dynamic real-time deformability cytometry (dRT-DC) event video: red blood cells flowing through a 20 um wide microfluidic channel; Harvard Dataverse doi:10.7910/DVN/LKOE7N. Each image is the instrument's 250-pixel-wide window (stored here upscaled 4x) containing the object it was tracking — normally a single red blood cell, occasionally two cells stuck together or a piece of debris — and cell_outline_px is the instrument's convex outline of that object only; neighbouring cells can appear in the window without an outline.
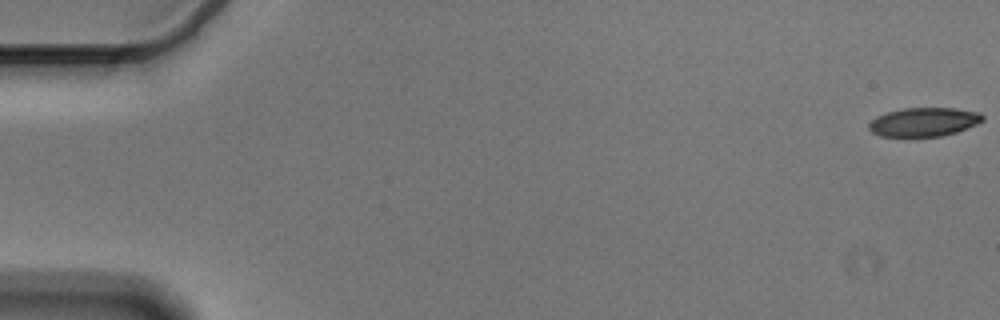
{"species": "Egyptian fruit bat (a non-hibernating species)", "species_latin": "Rousettus aegyptiacus", "temperature_condition": "cold", "stored_images_in_passage": 6, "camera_frame_rate_fps": 3000, "um_per_image_px": 0.085, "animal": {"sex": "male"}, "frame": {"image": 1, "passage_image": 1, "time_ms": 0.0, "image_size_px": [1000, 320], "cell_outline_px": [[984, 120], [976, 124], [956, 132], [940, 136], [880, 136], [872, 132], [868, 128], [868, 124], [876, 116], [888, 112], [904, 108], [956, 108], [980, 112], [984, 116]], "centroid_in_image_um": [78.53, 10.36], "position_along_channel_um": 6.5, "area_um2": 19.02}}